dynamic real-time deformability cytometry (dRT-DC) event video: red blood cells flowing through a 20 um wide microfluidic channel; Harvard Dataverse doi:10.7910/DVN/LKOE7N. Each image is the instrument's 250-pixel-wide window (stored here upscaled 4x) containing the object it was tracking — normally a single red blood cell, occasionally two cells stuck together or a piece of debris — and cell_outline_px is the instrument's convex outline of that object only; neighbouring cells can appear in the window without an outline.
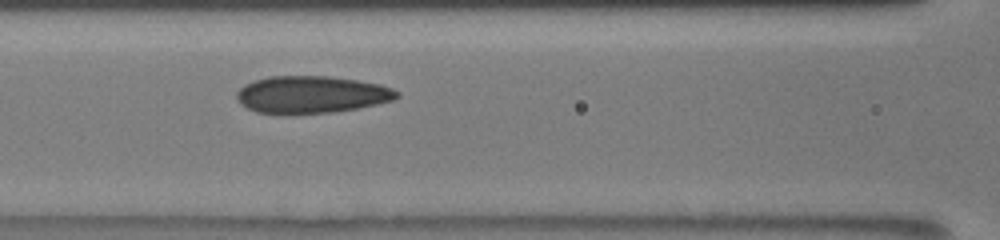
{"species": "human", "species_latin": "Homo sapiens", "temperature_condition": "room temperature", "stored_images_in_passage": 13, "camera_frame_rate_fps": 3000, "um_per_image_px": 0.085, "donor": {"sex": "male"}, "frame": {"image": 1, "passage_image": 8, "time_ms": 4.0, "image_size_px": [1000, 240], "cell_outline_px": [[400, 96], [392, 100], [376, 104], [356, 108], [332, 112], [284, 116], [256, 112], [240, 104], [236, 96], [236, 92], [244, 84], [268, 76], [328, 76], [356, 80], [380, 84], [392, 88], [400, 92]], "centroid_in_image_um": [26.43, 8.06], "position_along_channel_um": 140.2, "area_um2": 35.26}}